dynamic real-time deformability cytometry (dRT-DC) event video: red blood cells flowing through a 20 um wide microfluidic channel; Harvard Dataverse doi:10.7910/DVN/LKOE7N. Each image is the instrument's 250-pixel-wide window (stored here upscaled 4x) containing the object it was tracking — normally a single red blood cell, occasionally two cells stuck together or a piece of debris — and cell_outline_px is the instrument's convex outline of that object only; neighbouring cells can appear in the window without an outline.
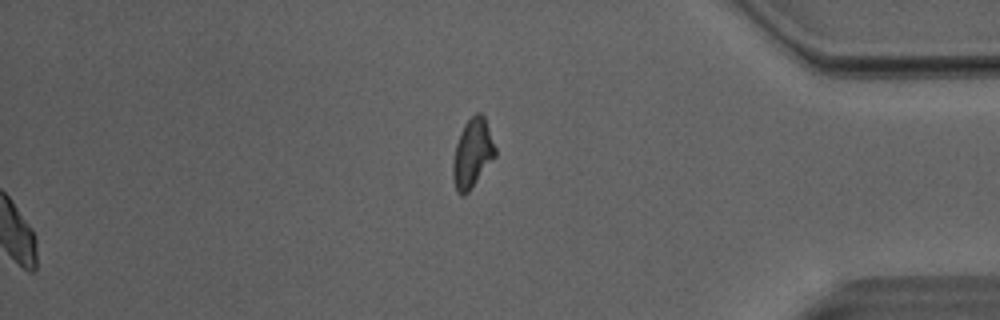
{"species": "Egyptian fruit bat (a non-hibernating species)", "species_latin": "Rousettus aegyptiacus", "temperature_condition": "room temperature", "stored_images_in_passage": 38, "camera_frame_rate_fps": 3000, "um_per_image_px": 0.085, "animal": {"sex": "male"}, "frame": {"image": 1, "passage_image": 38, "time_ms": 12.333, "image_size_px": [1000, 320], "cell_outline_px": [[496, 156], [468, 192], [464, 196], [460, 196], [456, 192], [452, 176], [452, 160], [456, 144], [460, 132], [464, 124], [476, 112], [480, 112], [484, 116], [496, 148]], "centroid_in_image_um": [40.14, 13.05], "position_along_channel_um": 395.1, "area_um2": 17.11}, "authors_computed_cell_mechanics": {"area_um2": 18.207, "velocity_mm_per_s": 4.0189, "shape_relaxation_time_tau1_ms": 5.3394, "shape_relaxation_time_tau2_ms": 4.1189, "deformation_change_tau1": 0.1312, "deformation_change_tau2": 0.1024}}